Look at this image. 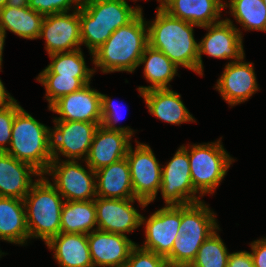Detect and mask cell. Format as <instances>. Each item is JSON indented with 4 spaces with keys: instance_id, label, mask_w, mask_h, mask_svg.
Listing matches in <instances>:
<instances>
[{
    "instance_id": "28",
    "label": "cell",
    "mask_w": 266,
    "mask_h": 267,
    "mask_svg": "<svg viewBox=\"0 0 266 267\" xmlns=\"http://www.w3.org/2000/svg\"><path fill=\"white\" fill-rule=\"evenodd\" d=\"M218 230L215 214L202 201L181 205V225L178 233L212 234Z\"/></svg>"
},
{
    "instance_id": "13",
    "label": "cell",
    "mask_w": 266,
    "mask_h": 267,
    "mask_svg": "<svg viewBox=\"0 0 266 267\" xmlns=\"http://www.w3.org/2000/svg\"><path fill=\"white\" fill-rule=\"evenodd\" d=\"M137 200L143 207L148 204L137 198L107 199L95 198L97 228L100 231L115 234L130 233L141 226L142 215L131 205Z\"/></svg>"
},
{
    "instance_id": "1",
    "label": "cell",
    "mask_w": 266,
    "mask_h": 267,
    "mask_svg": "<svg viewBox=\"0 0 266 267\" xmlns=\"http://www.w3.org/2000/svg\"><path fill=\"white\" fill-rule=\"evenodd\" d=\"M142 11L128 24L116 29L98 49L93 52V64L103 73L134 72L145 48L149 45L147 21Z\"/></svg>"
},
{
    "instance_id": "5",
    "label": "cell",
    "mask_w": 266,
    "mask_h": 267,
    "mask_svg": "<svg viewBox=\"0 0 266 267\" xmlns=\"http://www.w3.org/2000/svg\"><path fill=\"white\" fill-rule=\"evenodd\" d=\"M6 153L44 175L52 162L51 129L21 108L15 114L11 144Z\"/></svg>"
},
{
    "instance_id": "40",
    "label": "cell",
    "mask_w": 266,
    "mask_h": 267,
    "mask_svg": "<svg viewBox=\"0 0 266 267\" xmlns=\"http://www.w3.org/2000/svg\"><path fill=\"white\" fill-rule=\"evenodd\" d=\"M13 101H15V99L5 90V87L0 79V108L9 105Z\"/></svg>"
},
{
    "instance_id": "34",
    "label": "cell",
    "mask_w": 266,
    "mask_h": 267,
    "mask_svg": "<svg viewBox=\"0 0 266 267\" xmlns=\"http://www.w3.org/2000/svg\"><path fill=\"white\" fill-rule=\"evenodd\" d=\"M167 264L165 257L136 245L123 267H165Z\"/></svg>"
},
{
    "instance_id": "26",
    "label": "cell",
    "mask_w": 266,
    "mask_h": 267,
    "mask_svg": "<svg viewBox=\"0 0 266 267\" xmlns=\"http://www.w3.org/2000/svg\"><path fill=\"white\" fill-rule=\"evenodd\" d=\"M45 16L30 7L16 8L5 6L0 8V27L12 31L25 39H37L40 35Z\"/></svg>"
},
{
    "instance_id": "22",
    "label": "cell",
    "mask_w": 266,
    "mask_h": 267,
    "mask_svg": "<svg viewBox=\"0 0 266 267\" xmlns=\"http://www.w3.org/2000/svg\"><path fill=\"white\" fill-rule=\"evenodd\" d=\"M46 245L60 267H94L86 234L60 233Z\"/></svg>"
},
{
    "instance_id": "29",
    "label": "cell",
    "mask_w": 266,
    "mask_h": 267,
    "mask_svg": "<svg viewBox=\"0 0 266 267\" xmlns=\"http://www.w3.org/2000/svg\"><path fill=\"white\" fill-rule=\"evenodd\" d=\"M52 62L40 74H60L66 77H92L94 69L86 66L80 49L49 55Z\"/></svg>"
},
{
    "instance_id": "36",
    "label": "cell",
    "mask_w": 266,
    "mask_h": 267,
    "mask_svg": "<svg viewBox=\"0 0 266 267\" xmlns=\"http://www.w3.org/2000/svg\"><path fill=\"white\" fill-rule=\"evenodd\" d=\"M75 3V4H74ZM83 0H29V7L43 16L69 12L71 4L75 10L82 6Z\"/></svg>"
},
{
    "instance_id": "45",
    "label": "cell",
    "mask_w": 266,
    "mask_h": 267,
    "mask_svg": "<svg viewBox=\"0 0 266 267\" xmlns=\"http://www.w3.org/2000/svg\"><path fill=\"white\" fill-rule=\"evenodd\" d=\"M165 267H180V266H175V265L167 264Z\"/></svg>"
},
{
    "instance_id": "25",
    "label": "cell",
    "mask_w": 266,
    "mask_h": 267,
    "mask_svg": "<svg viewBox=\"0 0 266 267\" xmlns=\"http://www.w3.org/2000/svg\"><path fill=\"white\" fill-rule=\"evenodd\" d=\"M144 63L145 67L143 73L145 78L152 84L148 87H139L138 90L140 94L142 95L143 92L153 89H169L167 85L176 75L178 66L162 51L154 49L150 45L145 48L138 66Z\"/></svg>"
},
{
    "instance_id": "44",
    "label": "cell",
    "mask_w": 266,
    "mask_h": 267,
    "mask_svg": "<svg viewBox=\"0 0 266 267\" xmlns=\"http://www.w3.org/2000/svg\"><path fill=\"white\" fill-rule=\"evenodd\" d=\"M7 0H0V8H3L6 6Z\"/></svg>"
},
{
    "instance_id": "6",
    "label": "cell",
    "mask_w": 266,
    "mask_h": 267,
    "mask_svg": "<svg viewBox=\"0 0 266 267\" xmlns=\"http://www.w3.org/2000/svg\"><path fill=\"white\" fill-rule=\"evenodd\" d=\"M220 142L195 144L188 151L192 184L201 197L215 192L233 162Z\"/></svg>"
},
{
    "instance_id": "37",
    "label": "cell",
    "mask_w": 266,
    "mask_h": 267,
    "mask_svg": "<svg viewBox=\"0 0 266 267\" xmlns=\"http://www.w3.org/2000/svg\"><path fill=\"white\" fill-rule=\"evenodd\" d=\"M117 108L113 101L108 96L101 94V125L110 130H120L126 132L128 135L132 136L134 130L130 127H116L115 124L121 119L117 116Z\"/></svg>"
},
{
    "instance_id": "42",
    "label": "cell",
    "mask_w": 266,
    "mask_h": 267,
    "mask_svg": "<svg viewBox=\"0 0 266 267\" xmlns=\"http://www.w3.org/2000/svg\"><path fill=\"white\" fill-rule=\"evenodd\" d=\"M5 32L3 29L0 27V67L2 66V54H3V47H4V42H5Z\"/></svg>"
},
{
    "instance_id": "4",
    "label": "cell",
    "mask_w": 266,
    "mask_h": 267,
    "mask_svg": "<svg viewBox=\"0 0 266 267\" xmlns=\"http://www.w3.org/2000/svg\"><path fill=\"white\" fill-rule=\"evenodd\" d=\"M23 199L29 238H41L47 244L61 233L64 199L43 175ZM62 197V198H61Z\"/></svg>"
},
{
    "instance_id": "18",
    "label": "cell",
    "mask_w": 266,
    "mask_h": 267,
    "mask_svg": "<svg viewBox=\"0 0 266 267\" xmlns=\"http://www.w3.org/2000/svg\"><path fill=\"white\" fill-rule=\"evenodd\" d=\"M131 136L120 130H110L99 125L85 159L93 171L108 166L127 155Z\"/></svg>"
},
{
    "instance_id": "21",
    "label": "cell",
    "mask_w": 266,
    "mask_h": 267,
    "mask_svg": "<svg viewBox=\"0 0 266 267\" xmlns=\"http://www.w3.org/2000/svg\"><path fill=\"white\" fill-rule=\"evenodd\" d=\"M222 2V0H167L163 9L173 17L203 27L220 22L218 19L222 9L225 8Z\"/></svg>"
},
{
    "instance_id": "8",
    "label": "cell",
    "mask_w": 266,
    "mask_h": 267,
    "mask_svg": "<svg viewBox=\"0 0 266 267\" xmlns=\"http://www.w3.org/2000/svg\"><path fill=\"white\" fill-rule=\"evenodd\" d=\"M126 159L130 166L134 197L149 204L161 189L162 168L159 161L150 146L138 141L135 150L129 146Z\"/></svg>"
},
{
    "instance_id": "39",
    "label": "cell",
    "mask_w": 266,
    "mask_h": 267,
    "mask_svg": "<svg viewBox=\"0 0 266 267\" xmlns=\"http://www.w3.org/2000/svg\"><path fill=\"white\" fill-rule=\"evenodd\" d=\"M227 267H254L251 253L240 251L229 254Z\"/></svg>"
},
{
    "instance_id": "7",
    "label": "cell",
    "mask_w": 266,
    "mask_h": 267,
    "mask_svg": "<svg viewBox=\"0 0 266 267\" xmlns=\"http://www.w3.org/2000/svg\"><path fill=\"white\" fill-rule=\"evenodd\" d=\"M85 170L77 160H52L44 173L53 175L52 184L66 201H90L97 197L95 171ZM94 197V198H93Z\"/></svg>"
},
{
    "instance_id": "33",
    "label": "cell",
    "mask_w": 266,
    "mask_h": 267,
    "mask_svg": "<svg viewBox=\"0 0 266 267\" xmlns=\"http://www.w3.org/2000/svg\"><path fill=\"white\" fill-rule=\"evenodd\" d=\"M216 232L201 244L195 260L189 267H227L229 253Z\"/></svg>"
},
{
    "instance_id": "3",
    "label": "cell",
    "mask_w": 266,
    "mask_h": 267,
    "mask_svg": "<svg viewBox=\"0 0 266 267\" xmlns=\"http://www.w3.org/2000/svg\"><path fill=\"white\" fill-rule=\"evenodd\" d=\"M142 9L132 8L126 0H83L79 8L81 44L91 55L111 34L131 22Z\"/></svg>"
},
{
    "instance_id": "41",
    "label": "cell",
    "mask_w": 266,
    "mask_h": 267,
    "mask_svg": "<svg viewBox=\"0 0 266 267\" xmlns=\"http://www.w3.org/2000/svg\"><path fill=\"white\" fill-rule=\"evenodd\" d=\"M6 6L16 8L29 7V0H7Z\"/></svg>"
},
{
    "instance_id": "16",
    "label": "cell",
    "mask_w": 266,
    "mask_h": 267,
    "mask_svg": "<svg viewBox=\"0 0 266 267\" xmlns=\"http://www.w3.org/2000/svg\"><path fill=\"white\" fill-rule=\"evenodd\" d=\"M94 267H123L137 245L126 235L94 230L87 234Z\"/></svg>"
},
{
    "instance_id": "2",
    "label": "cell",
    "mask_w": 266,
    "mask_h": 267,
    "mask_svg": "<svg viewBox=\"0 0 266 267\" xmlns=\"http://www.w3.org/2000/svg\"><path fill=\"white\" fill-rule=\"evenodd\" d=\"M197 26L171 16L163 8H157L156 18L148 24L149 45L162 51L175 65L198 73V43L193 27Z\"/></svg>"
},
{
    "instance_id": "11",
    "label": "cell",
    "mask_w": 266,
    "mask_h": 267,
    "mask_svg": "<svg viewBox=\"0 0 266 267\" xmlns=\"http://www.w3.org/2000/svg\"><path fill=\"white\" fill-rule=\"evenodd\" d=\"M208 29L206 36L198 43V74L202 76L203 64L201 54L220 59H233L239 61L244 59L242 45V34L230 19L203 26Z\"/></svg>"
},
{
    "instance_id": "24",
    "label": "cell",
    "mask_w": 266,
    "mask_h": 267,
    "mask_svg": "<svg viewBox=\"0 0 266 267\" xmlns=\"http://www.w3.org/2000/svg\"><path fill=\"white\" fill-rule=\"evenodd\" d=\"M28 238L24 201L0 197V239L23 245Z\"/></svg>"
},
{
    "instance_id": "20",
    "label": "cell",
    "mask_w": 266,
    "mask_h": 267,
    "mask_svg": "<svg viewBox=\"0 0 266 267\" xmlns=\"http://www.w3.org/2000/svg\"><path fill=\"white\" fill-rule=\"evenodd\" d=\"M97 197L107 199L135 198L130 166L126 157L95 171Z\"/></svg>"
},
{
    "instance_id": "12",
    "label": "cell",
    "mask_w": 266,
    "mask_h": 267,
    "mask_svg": "<svg viewBox=\"0 0 266 267\" xmlns=\"http://www.w3.org/2000/svg\"><path fill=\"white\" fill-rule=\"evenodd\" d=\"M145 220L142 216L141 224H146V239L144 245L140 247L166 257L172 251L174 241L179 236L181 205H165L153 213L147 221Z\"/></svg>"
},
{
    "instance_id": "32",
    "label": "cell",
    "mask_w": 266,
    "mask_h": 267,
    "mask_svg": "<svg viewBox=\"0 0 266 267\" xmlns=\"http://www.w3.org/2000/svg\"><path fill=\"white\" fill-rule=\"evenodd\" d=\"M91 77H66L60 74H39L36 78L46 89L49 107L60 97L80 90L90 83Z\"/></svg>"
},
{
    "instance_id": "17",
    "label": "cell",
    "mask_w": 266,
    "mask_h": 267,
    "mask_svg": "<svg viewBox=\"0 0 266 267\" xmlns=\"http://www.w3.org/2000/svg\"><path fill=\"white\" fill-rule=\"evenodd\" d=\"M242 60L229 62L215 86L231 106L245 102L258 90L253 64Z\"/></svg>"
},
{
    "instance_id": "35",
    "label": "cell",
    "mask_w": 266,
    "mask_h": 267,
    "mask_svg": "<svg viewBox=\"0 0 266 267\" xmlns=\"http://www.w3.org/2000/svg\"><path fill=\"white\" fill-rule=\"evenodd\" d=\"M21 108L17 100L0 108V152H6L7 147L4 144H11L13 121Z\"/></svg>"
},
{
    "instance_id": "31",
    "label": "cell",
    "mask_w": 266,
    "mask_h": 267,
    "mask_svg": "<svg viewBox=\"0 0 266 267\" xmlns=\"http://www.w3.org/2000/svg\"><path fill=\"white\" fill-rule=\"evenodd\" d=\"M211 234H187L182 232L175 239L172 251L165 257L170 265L189 267L195 260L201 244Z\"/></svg>"
},
{
    "instance_id": "9",
    "label": "cell",
    "mask_w": 266,
    "mask_h": 267,
    "mask_svg": "<svg viewBox=\"0 0 266 267\" xmlns=\"http://www.w3.org/2000/svg\"><path fill=\"white\" fill-rule=\"evenodd\" d=\"M186 146H180L167 166L162 167L161 194L166 205H187L200 202L195 194Z\"/></svg>"
},
{
    "instance_id": "38",
    "label": "cell",
    "mask_w": 266,
    "mask_h": 267,
    "mask_svg": "<svg viewBox=\"0 0 266 267\" xmlns=\"http://www.w3.org/2000/svg\"><path fill=\"white\" fill-rule=\"evenodd\" d=\"M254 267H266V238L251 243Z\"/></svg>"
},
{
    "instance_id": "19",
    "label": "cell",
    "mask_w": 266,
    "mask_h": 267,
    "mask_svg": "<svg viewBox=\"0 0 266 267\" xmlns=\"http://www.w3.org/2000/svg\"><path fill=\"white\" fill-rule=\"evenodd\" d=\"M31 175L41 176L30 164L0 152V197L23 200L34 183Z\"/></svg>"
},
{
    "instance_id": "23",
    "label": "cell",
    "mask_w": 266,
    "mask_h": 267,
    "mask_svg": "<svg viewBox=\"0 0 266 267\" xmlns=\"http://www.w3.org/2000/svg\"><path fill=\"white\" fill-rule=\"evenodd\" d=\"M142 97L149 112L162 121L177 125L195 121L181 101V95L173 90L153 89L143 92Z\"/></svg>"
},
{
    "instance_id": "30",
    "label": "cell",
    "mask_w": 266,
    "mask_h": 267,
    "mask_svg": "<svg viewBox=\"0 0 266 267\" xmlns=\"http://www.w3.org/2000/svg\"><path fill=\"white\" fill-rule=\"evenodd\" d=\"M231 14L246 30L266 31V6L263 0H229Z\"/></svg>"
},
{
    "instance_id": "43",
    "label": "cell",
    "mask_w": 266,
    "mask_h": 267,
    "mask_svg": "<svg viewBox=\"0 0 266 267\" xmlns=\"http://www.w3.org/2000/svg\"><path fill=\"white\" fill-rule=\"evenodd\" d=\"M167 0H158V2H160V5L158 8H164L165 4H166Z\"/></svg>"
},
{
    "instance_id": "10",
    "label": "cell",
    "mask_w": 266,
    "mask_h": 267,
    "mask_svg": "<svg viewBox=\"0 0 266 267\" xmlns=\"http://www.w3.org/2000/svg\"><path fill=\"white\" fill-rule=\"evenodd\" d=\"M53 122L55 127L51 130L52 160H59V152L68 160H80L83 155L85 160L95 132L101 123L60 120Z\"/></svg>"
},
{
    "instance_id": "14",
    "label": "cell",
    "mask_w": 266,
    "mask_h": 267,
    "mask_svg": "<svg viewBox=\"0 0 266 267\" xmlns=\"http://www.w3.org/2000/svg\"><path fill=\"white\" fill-rule=\"evenodd\" d=\"M60 12L45 16L40 35L45 38L49 55L71 52L80 49V18L79 9L73 10L72 14Z\"/></svg>"
},
{
    "instance_id": "15",
    "label": "cell",
    "mask_w": 266,
    "mask_h": 267,
    "mask_svg": "<svg viewBox=\"0 0 266 267\" xmlns=\"http://www.w3.org/2000/svg\"><path fill=\"white\" fill-rule=\"evenodd\" d=\"M49 110L60 115L55 120L102 123L101 93L90 88V83L80 90L56 100Z\"/></svg>"
},
{
    "instance_id": "27",
    "label": "cell",
    "mask_w": 266,
    "mask_h": 267,
    "mask_svg": "<svg viewBox=\"0 0 266 267\" xmlns=\"http://www.w3.org/2000/svg\"><path fill=\"white\" fill-rule=\"evenodd\" d=\"M94 199L90 201H65L61 212V233L89 234L97 230ZM91 230V231H90Z\"/></svg>"
}]
</instances>
